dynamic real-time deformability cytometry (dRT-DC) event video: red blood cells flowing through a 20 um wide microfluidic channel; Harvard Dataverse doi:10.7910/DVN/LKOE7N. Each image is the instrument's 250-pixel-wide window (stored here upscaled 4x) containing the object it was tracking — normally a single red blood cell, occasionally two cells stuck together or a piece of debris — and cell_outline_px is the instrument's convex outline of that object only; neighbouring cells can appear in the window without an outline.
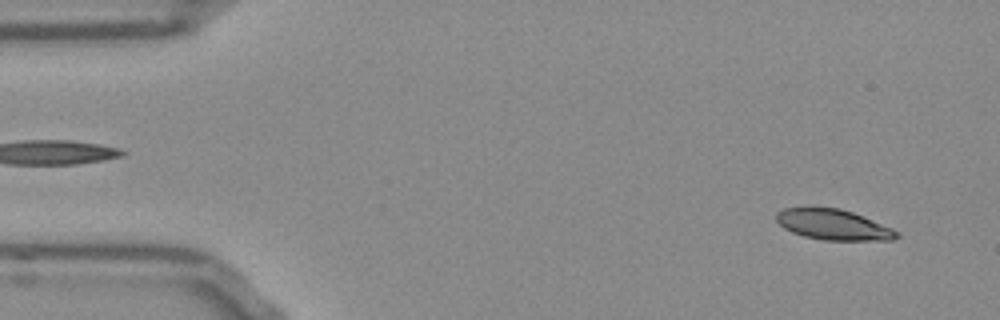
{"species": "Egyptian fruit bat (a non-hibernating species)", "species_latin": "Rousettus aegyptiacus", "temperature_condition": "room temperature", "stored_images_in_passage": 52, "camera_frame_rate_fps": 3000, "um_per_image_px": 0.085, "frame": {"image": 1, "passage_image": 3, "time_ms": 0.667, "image_size_px": [1000, 320], "cell_outline_px": [[900, 236], [892, 240], [824, 240], [804, 236], [792, 232], [784, 228], [776, 220], [776, 212], [784, 208], [808, 204], [840, 208], [864, 216], [892, 228], [900, 232]], "centroid_in_image_um": [70.79, 19.05], "position_along_channel_um": 14.2, "area_um2": 22.14}}
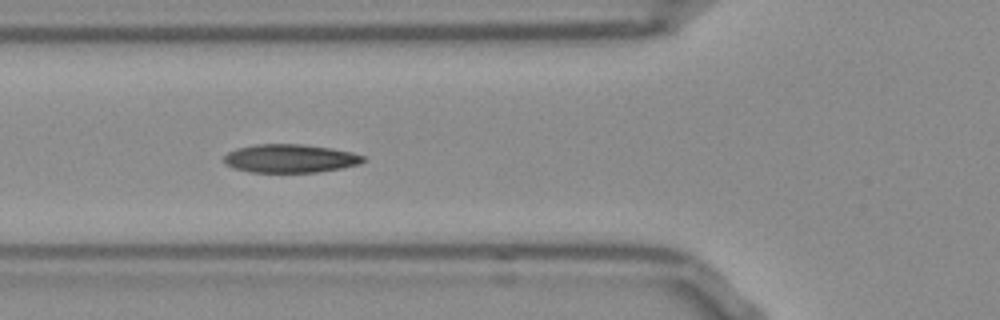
{"frame": {"image": 2, "passage_image": 18, "time_ms": 5.667, "image_size_px": [1000, 320], "cell_outline_px": [[368, 160], [360, 164], [340, 168], [316, 172], [252, 172], [236, 168], [224, 164], [224, 156], [228, 152], [236, 148], [256, 144], [304, 144], [332, 148], [352, 152], [364, 156]], "centroid_in_image_um": [24.69, 13.46], "position_along_channel_um": 101.1, "area_um2": 23.12}}
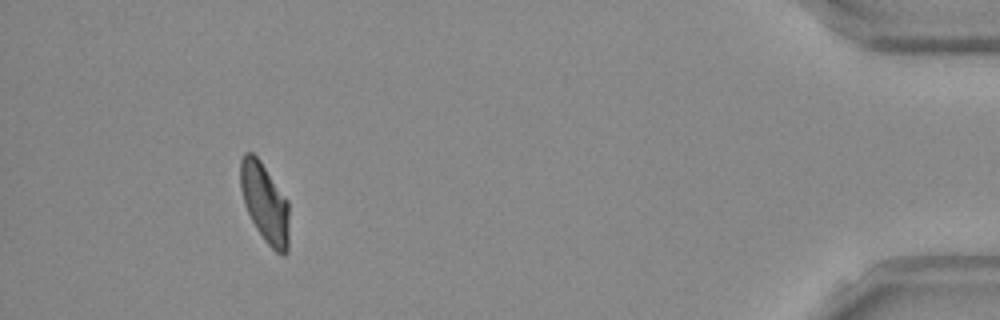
{"frame": {"image": 3, "passage_image": 48, "time_ms": 15.667, "image_size_px": [1000, 320], "cell_outline_px": [[288, 252], [284, 256], [280, 256], [264, 240], [256, 228], [244, 204], [240, 188], [240, 160], [244, 152], [252, 152], [260, 160], [288, 200]], "centroid_in_image_um": [22.5, 17.24], "position_along_channel_um": 412.7, "area_um2": 22.6}, "authors_computed_cell_mechanics": {"area_um2": 22.5998, "velocity_mm_per_s": 3.7886, "shape_relaxation_time_tau1_ms": 7.079, "shape_relaxation_time_tau2_ms": 1.7676, "deformation_change_tau1": 0.1759, "deformation_change_tau2": 0.0706}}